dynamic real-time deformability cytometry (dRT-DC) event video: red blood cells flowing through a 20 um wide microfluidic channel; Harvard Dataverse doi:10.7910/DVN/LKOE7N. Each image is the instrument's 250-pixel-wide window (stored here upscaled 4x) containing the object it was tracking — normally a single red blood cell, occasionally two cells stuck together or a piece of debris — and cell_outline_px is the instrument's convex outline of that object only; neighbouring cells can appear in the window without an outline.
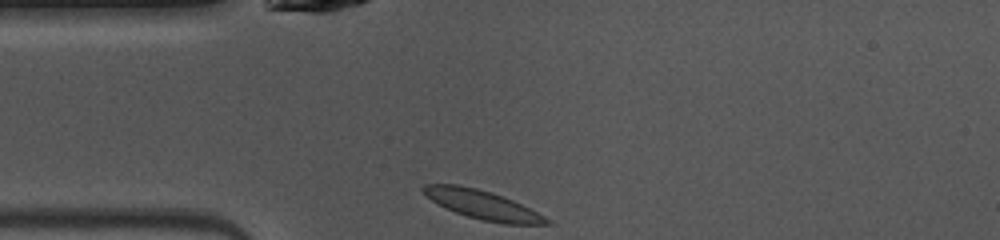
{"species": "common noctule bat (a hibernating species)", "species_latin": "Nyctalus noctula", "temperature_condition": "warm", "stored_images_in_passage": 38, "camera_frame_rate_fps": 3000, "um_per_image_px": 0.085, "animal": {"sex": "female", "body_mass_g": 10.0, "forearm_length_mm": 53.1}, "frame": {"image": 1, "passage_image": 1, "time_ms": 0.0, "image_size_px": [1000, 240], "cell_outline_px": [[552, 224], [504, 224], [484, 220], [468, 216], [456, 212], [432, 200], [420, 188], [424, 184], [456, 184], [476, 188], [492, 192], [512, 200], [552, 220]], "centroid_in_image_um": [41.04, 17.4], "position_along_channel_um": 44.0, "area_um2": 20.29}}
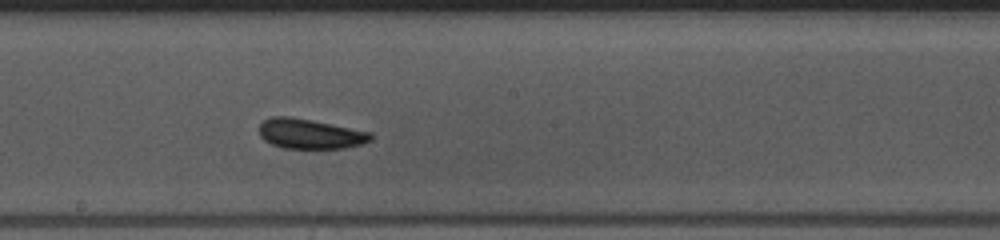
{"frame": {"image": 2, "passage_image": 15, "time_ms": 4.667, "image_size_px": [1000, 240], "cell_outline_px": [[372, 140], [360, 144], [344, 148], [284, 148], [272, 144], [264, 140], [260, 136], [260, 124], [264, 120], [272, 116], [288, 116], [312, 120], [372, 132]], "centroid_in_image_um": [26.35, 11.37], "position_along_channel_um": 221.8, "area_um2": 19.36}}
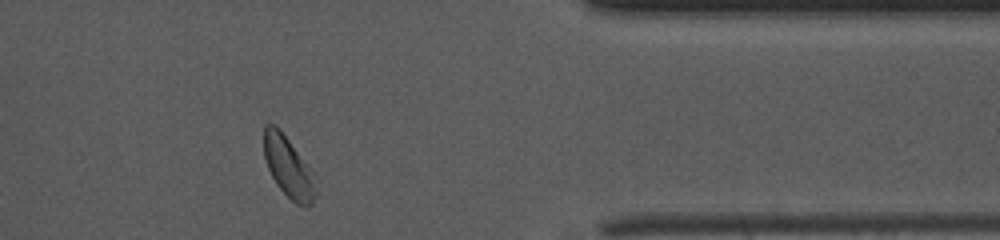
{"frame": {"image": 3, "passage_image": 29, "time_ms": 9.333, "image_size_px": [1000, 240], "cell_outline_px": [[320, 180], [316, 196], [312, 204], [304, 208], [296, 204], [276, 184], [268, 168], [264, 156], [264, 124], [276, 124], [280, 128], [316, 172]], "centroid_in_image_um": [24.61, 14.22], "position_along_channel_um": 386.8, "area_um2": 19.42}, "authors_computed_cell_mechanics": {"area_um2": 19.363, "velocity_mm_per_s": 4.019, "shape_relaxation_time_tau1_ms": 2.0137, "shape_relaxation_time_tau2_ms": 6.9744, "deformation_change_tau1": 0.0988, "deformation_change_tau2": 0.1002}}